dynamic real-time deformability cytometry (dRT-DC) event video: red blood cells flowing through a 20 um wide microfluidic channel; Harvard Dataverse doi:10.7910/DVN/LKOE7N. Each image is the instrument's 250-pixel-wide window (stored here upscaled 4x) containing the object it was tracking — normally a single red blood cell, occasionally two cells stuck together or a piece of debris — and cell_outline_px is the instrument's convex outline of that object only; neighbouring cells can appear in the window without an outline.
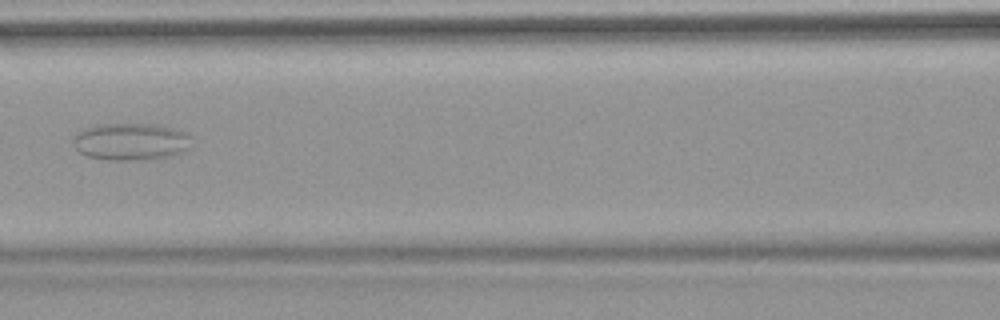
{"species": "common noctule bat (a hibernating species)", "species_latin": "Nyctalus noctula", "temperature_condition": "warm", "stored_images_in_passage": 3, "camera_frame_rate_fps": 3000, "um_per_image_px": 0.085, "animal": {"sex": "female", "body_mass_g": 18.4}, "frame": {"image": 1, "passage_image": 3, "time_ms": 2.333, "image_size_px": [1000, 320], "cell_outline_px": [[192, 136], [188, 148], [172, 156], [144, 160], [108, 160], [88, 156], [80, 152], [72, 144], [72, 140], [76, 132], [84, 128], [100, 124], [152, 124], [172, 128], [184, 132]], "centroid_in_image_um": [11.09, 12.04], "position_along_channel_um": 155.5, "area_um2": 25.72}}